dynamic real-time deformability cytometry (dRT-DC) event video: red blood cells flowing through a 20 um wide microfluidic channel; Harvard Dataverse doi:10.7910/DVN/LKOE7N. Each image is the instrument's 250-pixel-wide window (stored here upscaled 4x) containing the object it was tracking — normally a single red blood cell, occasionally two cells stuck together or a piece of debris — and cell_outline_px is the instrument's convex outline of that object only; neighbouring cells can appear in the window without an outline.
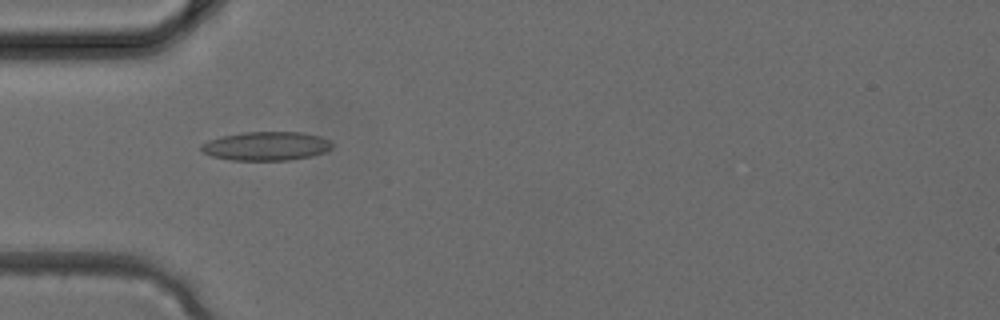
{"species": "common noctule bat (a hibernating species)", "species_latin": "Nyctalus noctula", "temperature_condition": "cold", "stored_images_in_passage": 2, "camera_frame_rate_fps": 3000, "um_per_image_px": 0.085, "animal": {"sex": "female", "body_mass_g": 24.6, "forearm_length_mm": 56.2}, "frame": {"image": 1, "passage_image": 2, "time_ms": 0.333, "image_size_px": [1000, 320], "cell_outline_px": [[332, 148], [324, 152], [312, 156], [288, 160], [232, 160], [212, 156], [204, 152], [200, 148], [200, 144], [208, 140], [220, 136], [244, 132], [304, 132], [320, 136], [328, 140], [332, 144]], "centroid_in_image_um": [22.62, 12.41], "position_along_channel_um": 62.4, "area_um2": 22.02}}